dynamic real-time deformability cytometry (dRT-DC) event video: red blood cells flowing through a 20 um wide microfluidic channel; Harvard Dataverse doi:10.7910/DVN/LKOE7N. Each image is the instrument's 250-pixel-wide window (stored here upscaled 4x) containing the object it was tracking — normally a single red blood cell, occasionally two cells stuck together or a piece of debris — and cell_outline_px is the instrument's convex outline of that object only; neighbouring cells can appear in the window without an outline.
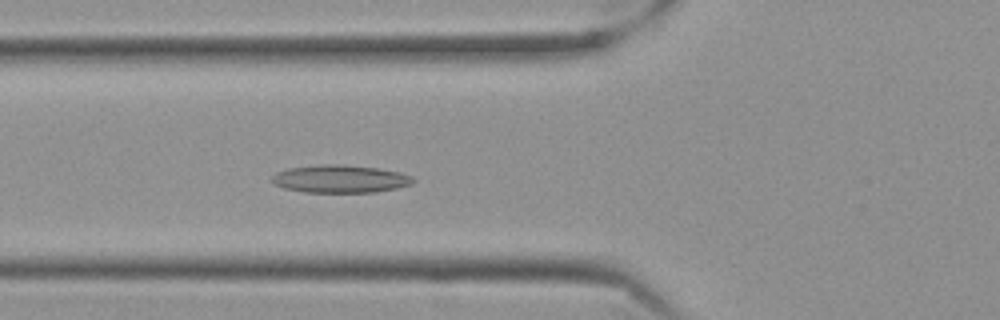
{"species": "Egyptian fruit bat (a non-hibernating species)", "species_latin": "Rousettus aegyptiacus", "temperature_condition": "cold", "stored_images_in_passage": 57, "camera_frame_rate_fps": 3000, "um_per_image_px": 0.085, "frame": {"image": 1, "passage_image": 21, "time_ms": 6.667, "image_size_px": [1000, 320], "cell_outline_px": [[416, 180], [412, 184], [396, 188], [376, 192], [304, 192], [284, 188], [276, 184], [272, 180], [272, 176], [276, 172], [288, 168], [320, 164], [344, 164], [380, 168], [400, 172], [412, 176]], "centroid_in_image_um": [28.95, 15.19], "position_along_channel_um": 96.9, "area_um2": 23.0}}
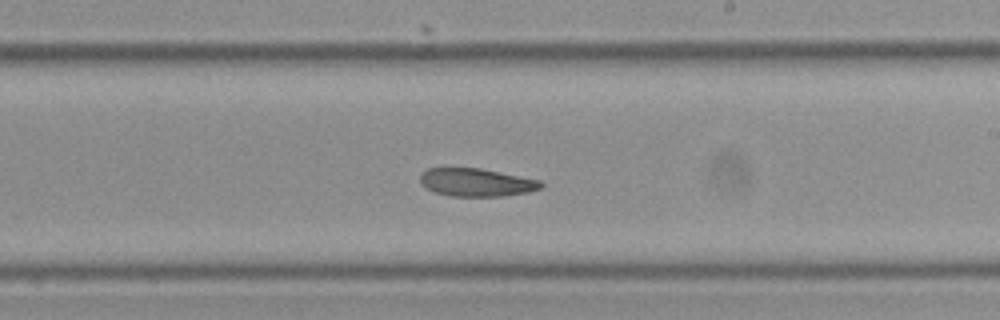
{"frame": {"image": 2, "passage_image": 34, "time_ms": 11.0, "image_size_px": [1000, 320], "cell_outline_px": [[544, 184], [540, 188], [528, 192], [504, 196], [452, 196], [436, 192], [420, 184], [420, 176], [428, 168], [480, 168], [540, 180]], "centroid_in_image_um": [40.51, 15.5], "position_along_channel_um": 248.5, "area_um2": 19.54}}
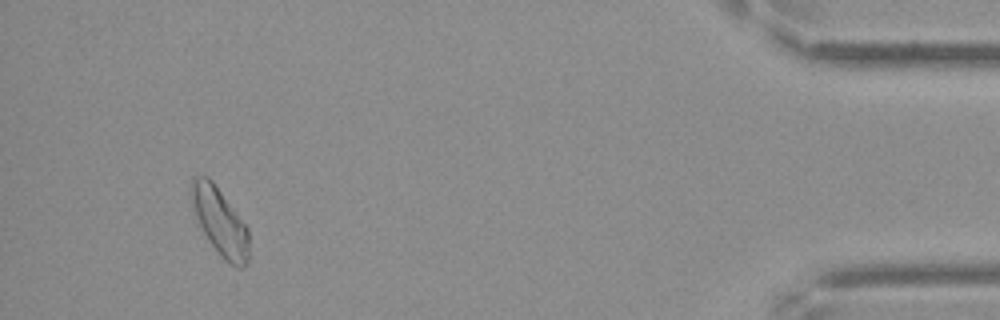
{"frame": {"image": 3, "passage_image": 54, "time_ms": 17.667, "image_size_px": [1000, 320], "cell_outline_px": [[248, 260], [244, 268], [240, 268], [224, 260], [220, 256], [196, 224], [192, 200], [192, 176], [208, 176], [212, 180], [248, 228]], "centroid_in_image_um": [18.68, 18.86], "position_along_channel_um": 416.5, "area_um2": 22.54}}